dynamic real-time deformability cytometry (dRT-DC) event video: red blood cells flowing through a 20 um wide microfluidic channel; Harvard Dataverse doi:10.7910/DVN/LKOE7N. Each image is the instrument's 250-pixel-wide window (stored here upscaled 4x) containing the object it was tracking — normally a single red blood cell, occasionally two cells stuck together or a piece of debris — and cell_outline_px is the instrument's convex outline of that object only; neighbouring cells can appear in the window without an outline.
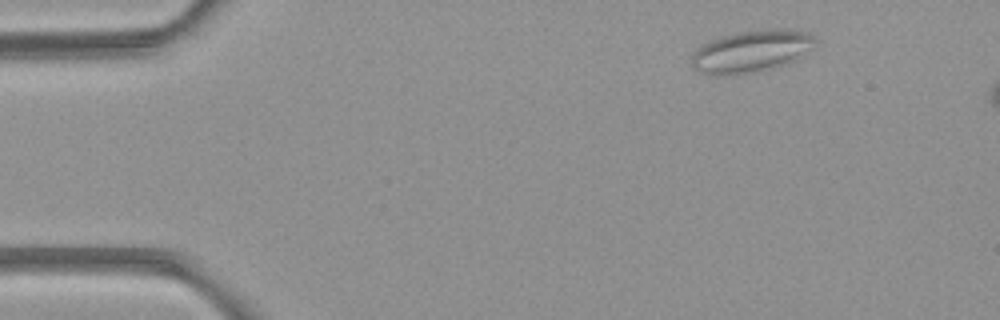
{"species": "common noctule bat (a hibernating species)", "species_latin": "Nyctalus noctula", "temperature_condition": "room temperature", "stored_images_in_passage": 2, "camera_frame_rate_fps": 3000, "um_per_image_px": 0.085, "animal": {"sex": "female", "body_mass_g": 21.9}, "frame": {"image": 1, "passage_image": 2, "time_ms": 1.333, "image_size_px": [1000, 320], "cell_outline_px": [[816, 44], [812, 48], [796, 60], [772, 68], [756, 72], [736, 76], [712, 76], [700, 72], [692, 68], [692, 52], [700, 44], [720, 36], [740, 32], [776, 28], [808, 32], [816, 40]], "centroid_in_image_um": [63.81, 4.38], "position_along_channel_um": 21.2, "area_um2": 30.81}}